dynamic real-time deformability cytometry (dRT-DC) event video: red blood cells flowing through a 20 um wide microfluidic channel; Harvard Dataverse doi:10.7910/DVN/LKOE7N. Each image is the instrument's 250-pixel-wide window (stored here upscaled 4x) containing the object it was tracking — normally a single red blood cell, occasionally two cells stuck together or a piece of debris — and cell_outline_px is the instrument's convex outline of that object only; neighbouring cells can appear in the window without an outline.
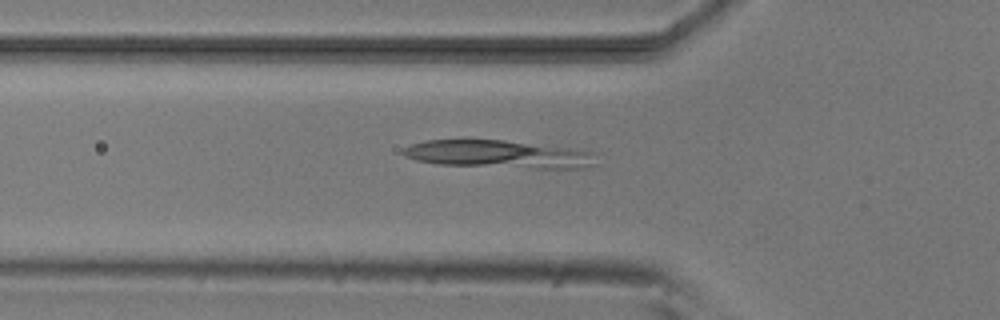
{"species": "common noctule bat (a hibernating species)", "species_latin": "Nyctalus noctula", "temperature_condition": "room temperature", "stored_images_in_passage": 5, "camera_frame_rate_fps": 3000, "um_per_image_px": 0.085, "animal": {"sex": "male", "body_mass_g": 20.5, "forearm_length_mm": 52.5}, "frame": {"image": 1, "passage_image": 5, "time_ms": 5.667, "image_size_px": [1000, 320], "cell_outline_px": [[596, 164], [584, 168], [536, 168], [436, 164], [416, 160], [404, 156], [400, 152], [404, 148], [412, 144], [428, 140], [464, 136], [584, 148], [592, 152]], "centroid_in_image_um": [42.35, 13.05], "position_along_channel_um": 83.5, "area_um2": 32.71}}